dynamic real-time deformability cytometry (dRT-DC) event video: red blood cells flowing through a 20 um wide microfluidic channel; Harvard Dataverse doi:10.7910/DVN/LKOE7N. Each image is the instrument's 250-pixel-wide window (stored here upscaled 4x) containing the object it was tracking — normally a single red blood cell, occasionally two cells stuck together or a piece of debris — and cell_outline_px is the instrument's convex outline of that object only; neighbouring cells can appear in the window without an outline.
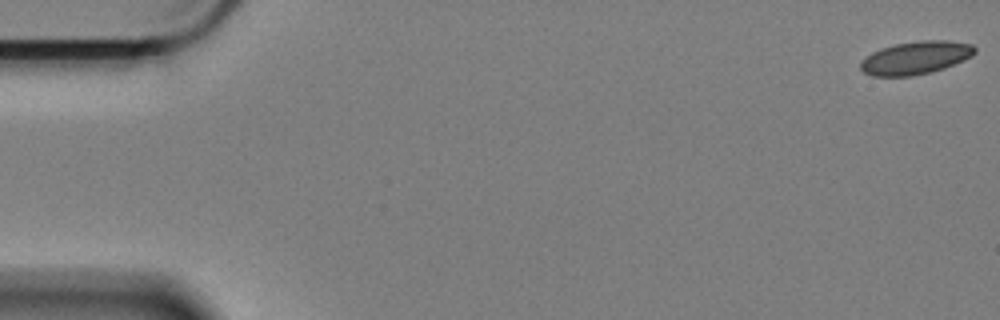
{"species": "Egyptian fruit bat (a non-hibernating species)", "species_latin": "Rousettus aegyptiacus", "temperature_condition": "cold", "stored_images_in_passage": 59, "camera_frame_rate_fps": 3000, "um_per_image_px": 0.085, "animal": {"sex": "female"}, "frame": {"image": 1, "passage_image": 1, "time_ms": 0.0, "image_size_px": [1000, 320], "cell_outline_px": [[976, 52], [972, 56], [964, 60], [944, 68], [932, 72], [912, 76], [872, 76], [864, 72], [860, 68], [860, 64], [872, 52], [880, 48], [896, 44], [920, 40], [948, 40], [972, 44], [976, 48]], "centroid_in_image_um": [77.87, 4.91], "position_along_channel_um": 7.1, "area_um2": 21.96}}
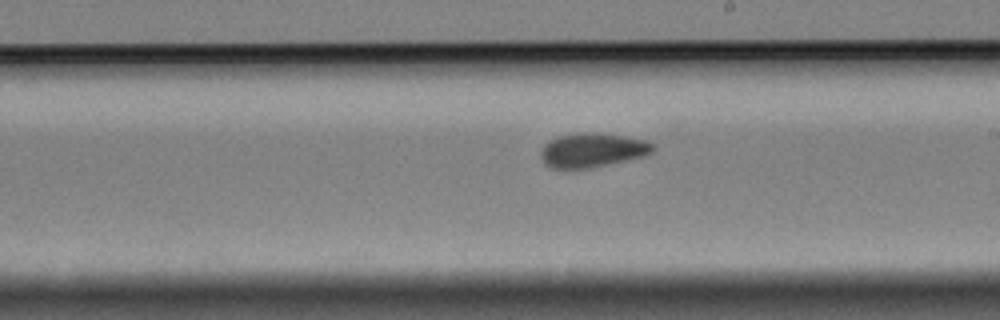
{"frame": {"image": 2, "passage_image": 34, "time_ms": 11.0, "image_size_px": [1000, 320], "cell_outline_px": [[656, 148], [652, 152], [644, 156], [588, 168], [552, 168], [544, 164], [540, 156], [540, 152], [544, 144], [556, 136], [588, 132], [624, 136], [644, 140], [652, 144]], "centroid_in_image_um": [50.31, 12.76], "position_along_channel_um": 238.7, "area_um2": 22.08}}
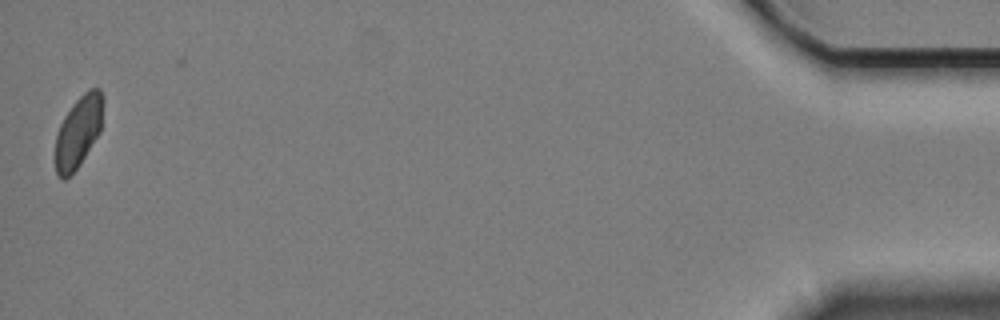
{"frame": {"image": 3, "passage_image": 59, "time_ms": 19.333, "image_size_px": [1000, 320], "cell_outline_px": [[104, 104], [100, 132], [80, 164], [64, 180], [56, 172], [56, 136], [60, 124], [64, 116], [72, 104], [88, 88], [100, 88], [104, 96]], "centroid_in_image_um": [6.69, 11.13], "position_along_channel_um": 428.5, "area_um2": 19.88}, "authors_computed_cell_mechanics": {"area_um2": 21.7906, "velocity_mm_per_s": 3.365, "shape_relaxation_time_tau1_ms": null, "shape_relaxation_time_tau2_ms": 2.6884, "deformation_change_tau1": null, "deformation_change_tau2": 0.0635}}